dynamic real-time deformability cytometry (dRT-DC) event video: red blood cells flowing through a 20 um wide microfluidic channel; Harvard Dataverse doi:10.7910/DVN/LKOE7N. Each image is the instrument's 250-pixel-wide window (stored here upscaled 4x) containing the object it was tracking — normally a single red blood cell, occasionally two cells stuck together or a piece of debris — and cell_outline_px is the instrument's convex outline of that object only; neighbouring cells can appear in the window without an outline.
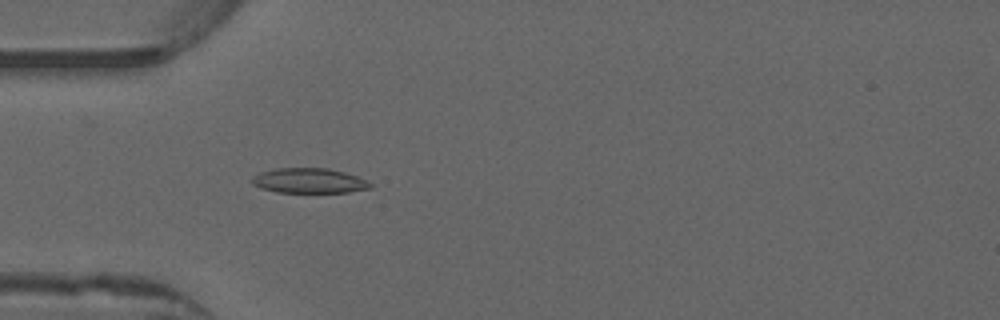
{"species": "common noctule bat (a hibernating species)", "species_latin": "Nyctalus noctula", "temperature_condition": "warm", "stored_images_in_passage": 52, "camera_frame_rate_fps": 3000, "um_per_image_px": 0.085, "animal": {"sex": "male", "forearm_length_mm": 52.5}, "frame": {"image": 1, "passage_image": 16, "time_ms": 5.0, "image_size_px": [1000, 320], "cell_outline_px": [[372, 188], [348, 192], [276, 192], [260, 188], [252, 184], [252, 176], [260, 172], [276, 168], [328, 168], [344, 172], [356, 176], [372, 184]], "centroid_in_image_um": [26.24, 15.36], "position_along_channel_um": 58.8, "area_um2": 17.17}}
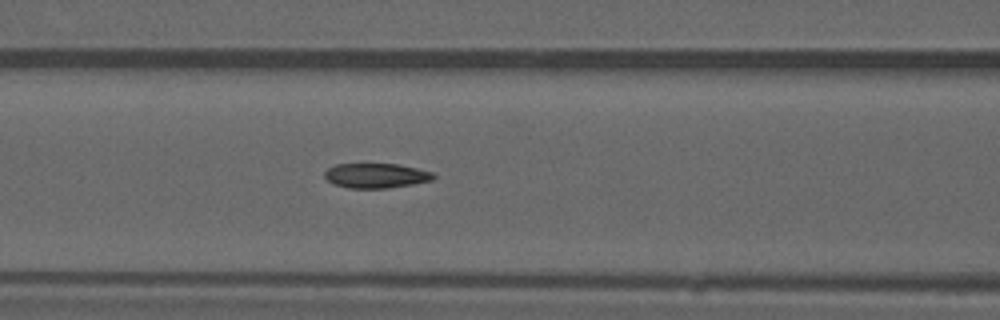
{"frame": {"image": 2, "passage_image": 22, "time_ms": 7.0, "image_size_px": [1000, 320], "cell_outline_px": [[436, 176], [432, 180], [412, 184], [388, 188], [348, 188], [332, 184], [324, 176], [324, 172], [328, 168], [336, 164], [396, 164], [416, 168], [432, 172]], "centroid_in_image_um": [31.93, 14.93], "position_along_channel_um": 134.7, "area_um2": 15.66}}
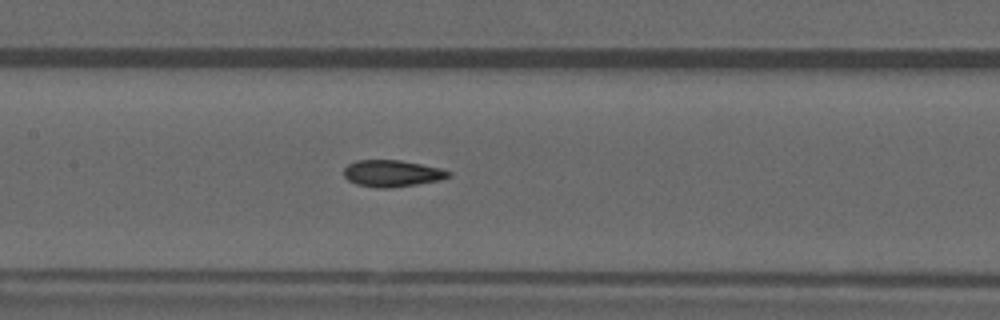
{"frame": {"image": 3, "passage_image": 25, "time_ms": 8.0, "image_size_px": [1000, 320], "cell_outline_px": [[452, 176], [440, 180], [416, 184], [388, 188], [376, 188], [356, 184], [348, 180], [344, 176], [344, 168], [348, 164], [356, 160], [400, 160], [440, 168], [452, 172]], "centroid_in_image_um": [33.32, 14.74], "position_along_channel_um": 174.1, "area_um2": 16.3}, "authors_computed_cell_mechanics": {"area_um2": 16.2996, "velocity_mm_per_s": 3.9427, "shape_relaxation_time_tau1_ms": null, "shape_relaxation_time_tau2_ms": 2.435, "deformation_change_tau1": null, "deformation_change_tau2": 0.0718}}